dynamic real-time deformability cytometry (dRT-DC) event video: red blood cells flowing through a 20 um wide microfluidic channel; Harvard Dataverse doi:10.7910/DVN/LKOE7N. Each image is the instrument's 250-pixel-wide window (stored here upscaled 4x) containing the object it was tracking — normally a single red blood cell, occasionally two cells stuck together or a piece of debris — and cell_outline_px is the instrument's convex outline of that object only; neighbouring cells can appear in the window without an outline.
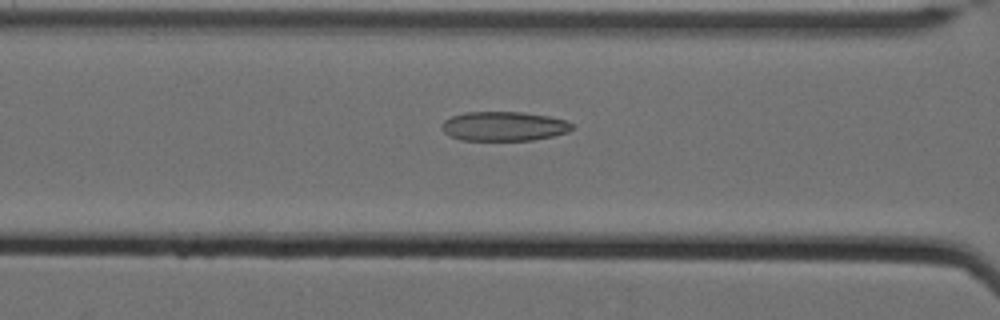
{"species": "Egyptian fruit bat (a non-hibernating species)", "species_latin": "Rousettus aegyptiacus", "temperature_condition": "cold", "stored_images_in_passage": 62, "camera_frame_rate_fps": 3000, "um_per_image_px": 0.085, "animal": {"sex": "female"}, "frame": {"image": 1, "passage_image": 30, "time_ms": 9.667, "image_size_px": [1000, 320], "cell_outline_px": [[576, 128], [568, 132], [552, 136], [532, 140], [460, 140], [444, 132], [440, 124], [444, 120], [452, 116], [464, 112], [524, 112], [548, 116], [564, 120], [576, 124]], "centroid_in_image_um": [42.86, 10.72], "position_along_channel_um": 123.7, "area_um2": 22.43}}
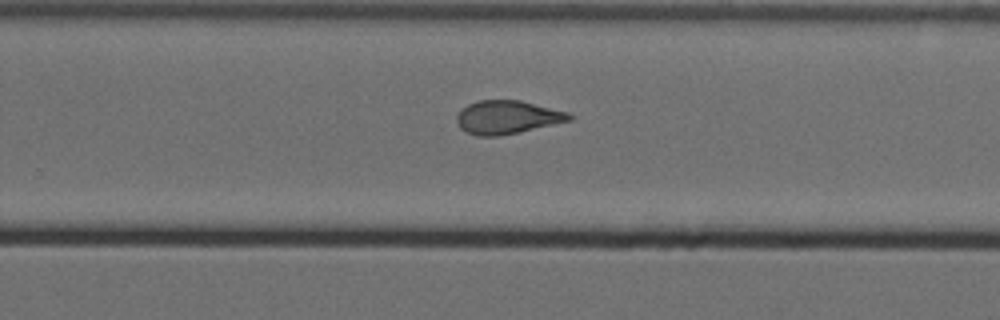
{"frame": {"image": 2, "passage_image": 44, "time_ms": 14.333, "image_size_px": [1000, 320], "cell_outline_px": [[572, 120], [520, 132], [500, 136], [476, 136], [460, 128], [456, 120], [456, 116], [468, 104], [480, 100], [520, 100], [568, 112], [572, 116]], "centroid_in_image_um": [43.12, 9.97], "position_along_channel_um": 286.7, "area_um2": 21.79}}
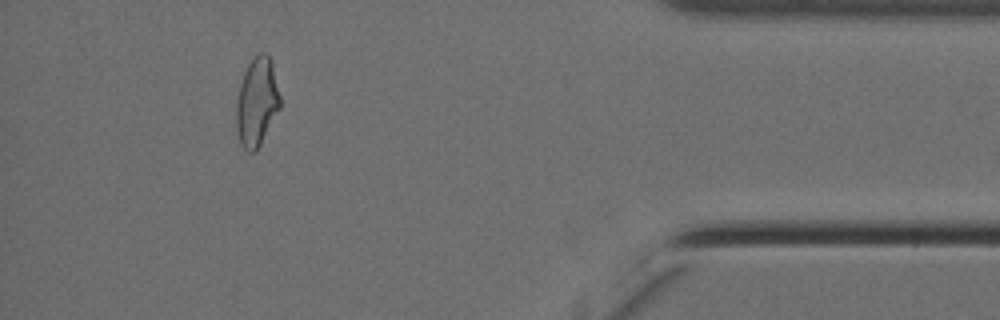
{"frame": {"image": 3, "passage_image": 58, "time_ms": 19.0, "image_size_px": [1000, 320], "cell_outline_px": [[280, 108], [256, 152], [248, 152], [240, 144], [236, 128], [236, 104], [240, 84], [244, 72], [252, 56], [256, 52], [268, 52], [272, 60], [280, 96]], "centroid_in_image_um": [21.83, 8.63], "position_along_channel_um": 413.4, "area_um2": 22.95}, "authors_computed_cell_mechanics": {"area_um2": 22.9466, "velocity_mm_per_s": 3.4869, "shape_relaxation_time_tau1_ms": 7.9175, "shape_relaxation_time_tau2_ms": 1.9923, "deformation_change_tau1": 0.1922, "deformation_change_tau2": 0.098}}